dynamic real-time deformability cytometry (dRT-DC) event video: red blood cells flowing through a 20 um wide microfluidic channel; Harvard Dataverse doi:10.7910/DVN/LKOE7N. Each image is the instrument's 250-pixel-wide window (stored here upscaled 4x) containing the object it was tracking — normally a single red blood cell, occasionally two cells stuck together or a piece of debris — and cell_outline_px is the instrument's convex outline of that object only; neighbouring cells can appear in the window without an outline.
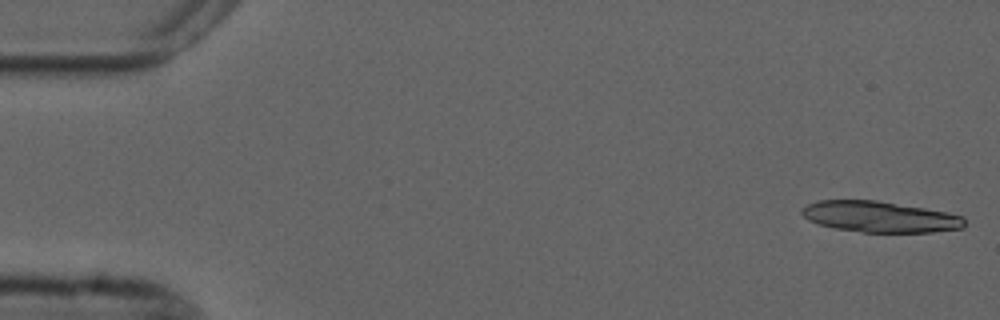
{"species": "common noctule bat (a hibernating species)", "species_latin": "Nyctalus noctula", "temperature_condition": "cold", "stored_images_in_passage": 5, "camera_frame_rate_fps": 3000, "um_per_image_px": 0.085, "animal": {"sex": "male", "forearm_length_mm": 52.5}, "frame": {"image": 1, "passage_image": 1, "time_ms": 0.0, "image_size_px": [1000, 320], "cell_outline_px": [[964, 228], [932, 232], [860, 232], [836, 228], [820, 224], [808, 220], [800, 212], [800, 208], [808, 204], [820, 200], [876, 200], [948, 212], [964, 216]], "centroid_in_image_um": [74.79, 18.42], "position_along_channel_um": 10.2, "area_um2": 29.36}}